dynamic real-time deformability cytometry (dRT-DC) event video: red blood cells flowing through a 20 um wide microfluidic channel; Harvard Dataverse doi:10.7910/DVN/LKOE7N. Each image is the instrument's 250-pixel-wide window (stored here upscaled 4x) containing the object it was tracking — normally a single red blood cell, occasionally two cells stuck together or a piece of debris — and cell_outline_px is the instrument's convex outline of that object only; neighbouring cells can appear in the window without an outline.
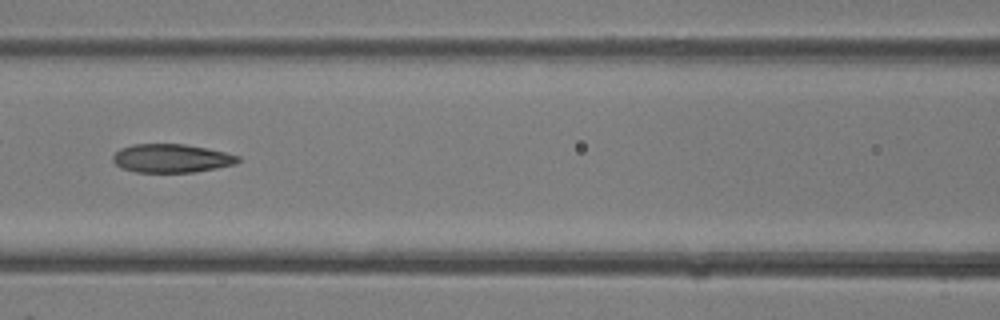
{"species": "common noctule bat (a hibernating species)", "species_latin": "Nyctalus noctula", "temperature_condition": "room temperature", "stored_images_in_passage": 37, "camera_frame_rate_fps": 3000, "um_per_image_px": 0.085, "animal": {"sex": "female"}, "frame": {"image": 1, "passage_image": 16, "time_ms": 5.0, "image_size_px": [1000, 320], "cell_outline_px": [[240, 160], [236, 164], [196, 172], [136, 172], [120, 168], [112, 160], [112, 156], [120, 148], [132, 144], [184, 144], [208, 148], [240, 156]], "centroid_in_image_um": [14.57, 13.45], "position_along_channel_um": 152.0, "area_um2": 20.92}}